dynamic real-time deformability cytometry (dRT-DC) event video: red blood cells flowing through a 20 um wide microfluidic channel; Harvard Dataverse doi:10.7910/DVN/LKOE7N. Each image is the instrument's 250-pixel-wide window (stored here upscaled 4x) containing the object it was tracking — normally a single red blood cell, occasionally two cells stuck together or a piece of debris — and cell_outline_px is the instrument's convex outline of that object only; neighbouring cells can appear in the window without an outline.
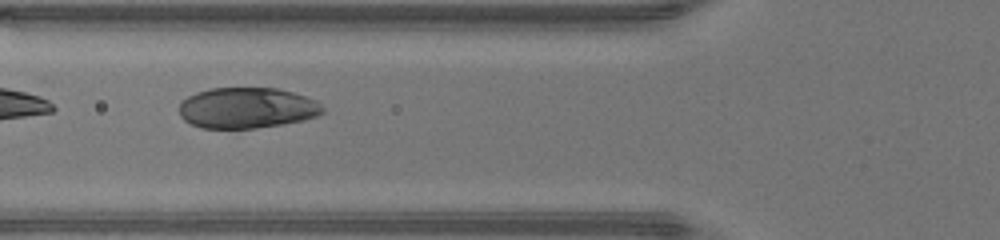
{"species": "human", "species_latin": "Homo sapiens", "temperature_condition": "warm", "stored_images_in_passage": 24, "camera_frame_rate_fps": 3000, "um_per_image_px": 0.085, "donor": {"sex": "male"}, "frame": {"image": 1, "passage_image": 8, "time_ms": 2.333, "image_size_px": [1000, 240], "cell_outline_px": [[324, 112], [316, 116], [304, 120], [256, 128], [200, 128], [184, 120], [180, 116], [180, 100], [196, 92], [212, 88], [276, 88], [292, 92], [316, 100], [324, 108]], "centroid_in_image_um": [20.97, 9.17], "position_along_channel_um": 104.8, "area_um2": 34.1}}
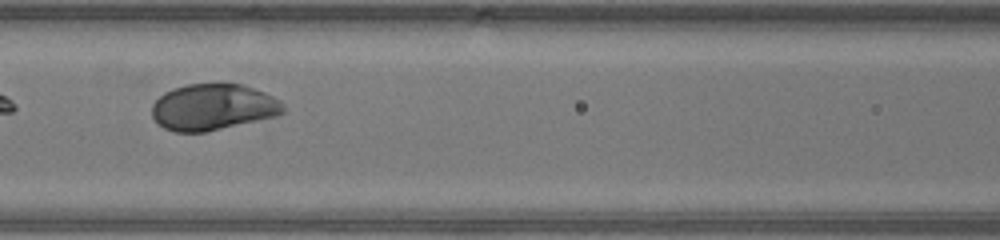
{"frame": {"image": 2, "passage_image": 11, "time_ms": 3.333, "image_size_px": [1000, 240], "cell_outline_px": [[284, 112], [276, 116], [204, 132], [176, 132], [164, 128], [152, 116], [152, 104], [164, 92], [172, 88], [188, 84], [244, 84], [264, 92], [280, 100], [284, 104]], "centroid_in_image_um": [18.11, 9.09], "position_along_channel_um": 148.5, "area_um2": 35.26}}